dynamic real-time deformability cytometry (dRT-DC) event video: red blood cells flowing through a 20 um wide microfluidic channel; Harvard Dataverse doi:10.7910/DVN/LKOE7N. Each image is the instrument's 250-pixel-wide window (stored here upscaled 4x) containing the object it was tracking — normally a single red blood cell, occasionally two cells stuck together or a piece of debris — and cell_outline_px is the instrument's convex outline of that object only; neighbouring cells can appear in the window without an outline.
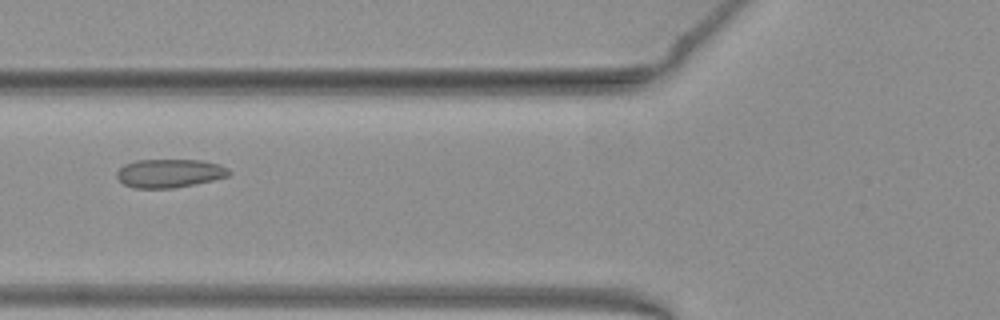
{"species": "common noctule bat (a hibernating species)", "species_latin": "Nyctalus noctula", "temperature_condition": "warm", "stored_images_in_passage": 49, "camera_frame_rate_fps": 3000, "um_per_image_px": 0.085, "animal": {"sex": "female", "body_mass_g": 19.3, "forearm_length_mm": 54.1}, "frame": {"image": 1, "passage_image": 17, "time_ms": 5.333, "image_size_px": [1000, 320], "cell_outline_px": [[232, 172], [228, 176], [212, 180], [172, 188], [136, 188], [124, 184], [116, 176], [116, 172], [124, 164], [136, 160], [200, 160], [220, 164], [228, 168]], "centroid_in_image_um": [14.41, 14.72], "position_along_channel_um": 111.4, "area_um2": 18.55}}
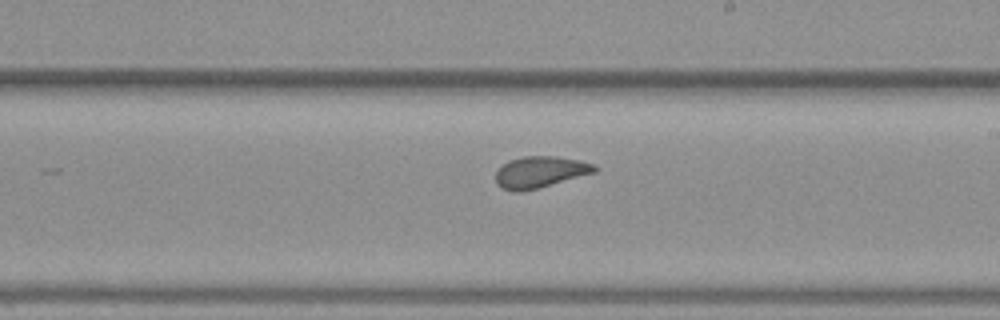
{"frame": {"image": 2, "passage_image": 27, "time_ms": 8.667, "image_size_px": [1000, 320], "cell_outline_px": [[596, 172], [536, 188], [520, 192], [512, 192], [496, 184], [496, 172], [508, 160], [524, 156], [556, 156], [580, 160], [596, 164]], "centroid_in_image_um": [45.91, 14.61], "position_along_channel_um": 243.1, "area_um2": 17.98}}
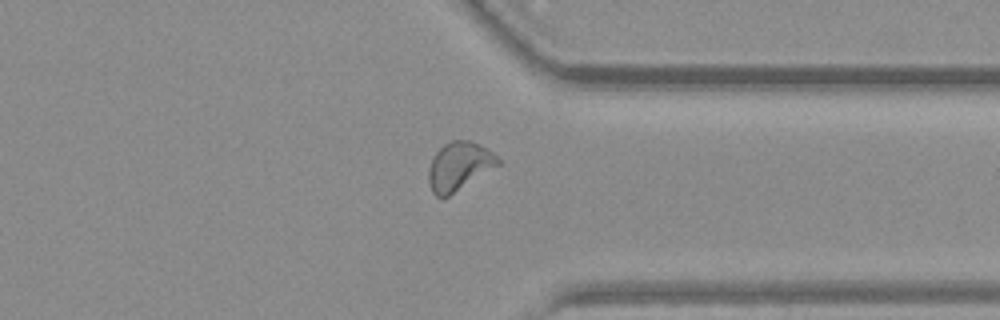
{"frame": {"image": 3, "passage_image": 37, "time_ms": 12.0, "image_size_px": [1000, 320], "cell_outline_px": [[500, 164], [448, 196], [436, 196], [432, 192], [428, 180], [428, 172], [432, 160], [436, 152], [444, 144], [452, 140], [468, 140], [480, 144], [492, 152], [500, 160]], "centroid_in_image_um": [39.02, 14.11], "position_along_channel_um": 372.4, "area_um2": 19.19}, "authors_computed_cell_mechanics": {"area_um2": 19.1896, "velocity_mm_per_s": 3.9603, "shape_relaxation_time_tau1_ms": null, "shape_relaxation_time_tau2_ms": 1.0526, "deformation_change_tau1": null, "deformation_change_tau2": 0.0657}}